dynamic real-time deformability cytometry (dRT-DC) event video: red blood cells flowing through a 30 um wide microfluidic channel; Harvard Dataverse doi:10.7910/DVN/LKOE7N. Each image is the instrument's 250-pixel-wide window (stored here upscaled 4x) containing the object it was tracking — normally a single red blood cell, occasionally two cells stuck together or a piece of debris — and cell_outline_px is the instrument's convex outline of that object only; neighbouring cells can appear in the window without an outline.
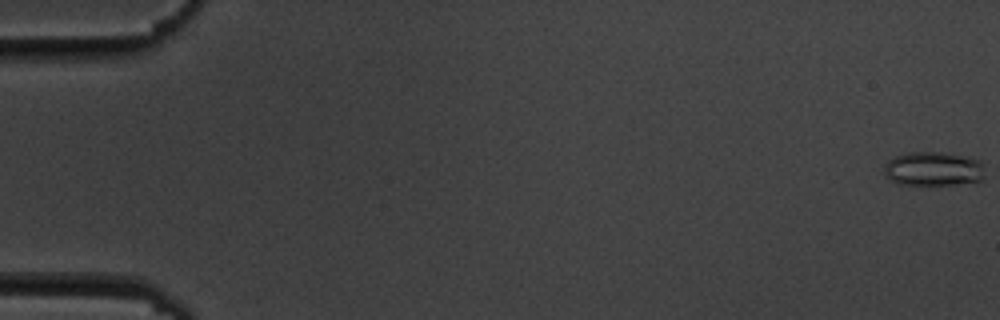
{"species": "common noctule bat (a hibernating species)", "species_latin": "Nyctalus noctula", "temperature_condition": "cold", "stored_images_in_passage": 5, "camera_frame_rate_fps": 3000, "um_per_image_px": 0.085, "animal": {"sex": "male", "body_mass_g": 19.5, "forearm_length_mm": 54.6}, "frame": {"image": 1, "passage_image": 1, "time_ms": 0.0, "image_size_px": [1000, 320], "cell_outline_px": [[984, 180], [976, 184], [896, 184], [884, 172], [884, 164], [888, 160], [896, 156], [908, 152], [944, 152], [968, 156], [980, 160], [984, 164]], "centroid_in_image_um": [79.43, 14.35], "position_along_channel_um": 5.6, "area_um2": 20.52}}
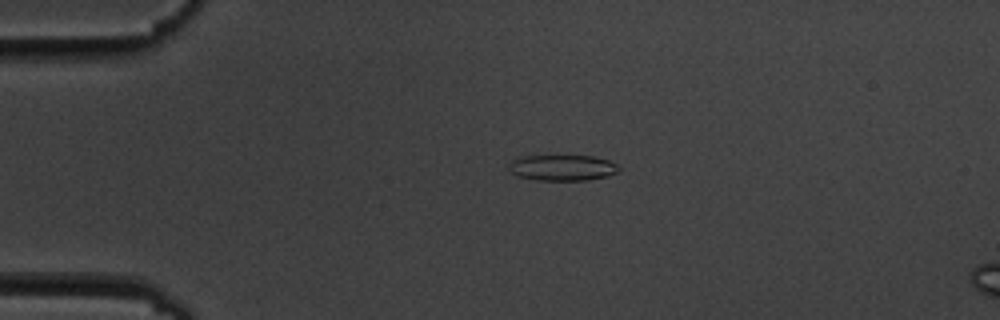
{"frame": {"image": 2, "passage_image": 4, "time_ms": 4.333, "image_size_px": [1000, 320], "cell_outline_px": [[620, 172], [608, 176], [588, 180], [536, 180], [520, 176], [512, 172], [508, 168], [512, 160], [520, 156], [596, 156], [608, 160], [616, 164], [620, 168]], "centroid_in_image_um": [47.85, 14.25], "position_along_channel_um": 37.1, "area_um2": 16.59}}